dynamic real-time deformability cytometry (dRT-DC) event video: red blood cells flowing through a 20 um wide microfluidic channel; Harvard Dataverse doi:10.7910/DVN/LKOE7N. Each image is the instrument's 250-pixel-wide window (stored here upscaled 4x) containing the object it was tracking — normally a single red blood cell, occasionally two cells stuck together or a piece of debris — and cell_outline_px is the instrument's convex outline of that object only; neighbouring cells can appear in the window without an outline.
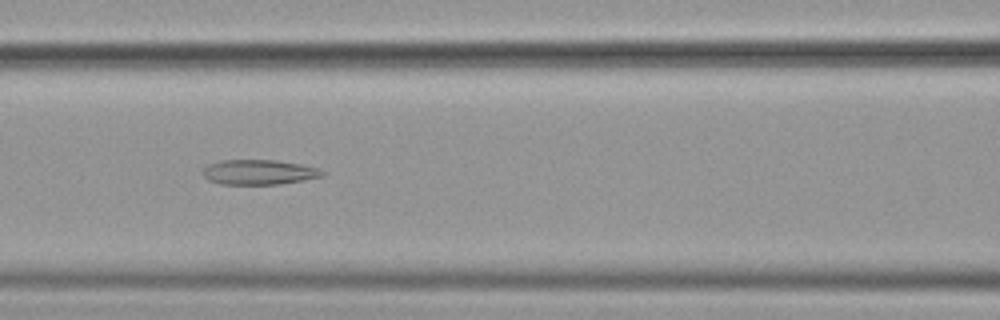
{"species": "common noctule bat (a hibernating species)", "species_latin": "Nyctalus noctula", "temperature_condition": "cold", "stored_images_in_passage": 51, "camera_frame_rate_fps": 3000, "um_per_image_px": 0.085, "animal": {"sex": "female", "body_mass_g": 19.9}, "frame": {"image": 1, "passage_image": 26, "time_ms": 8.333, "image_size_px": [1000, 320], "cell_outline_px": [[324, 176], [304, 180], [280, 184], [220, 184], [208, 180], [204, 176], [204, 168], [208, 164], [224, 160], [276, 160], [300, 164], [316, 168], [324, 172]], "centroid_in_image_um": [22.01, 14.64], "position_along_channel_um": 144.6, "area_um2": 17.22}}
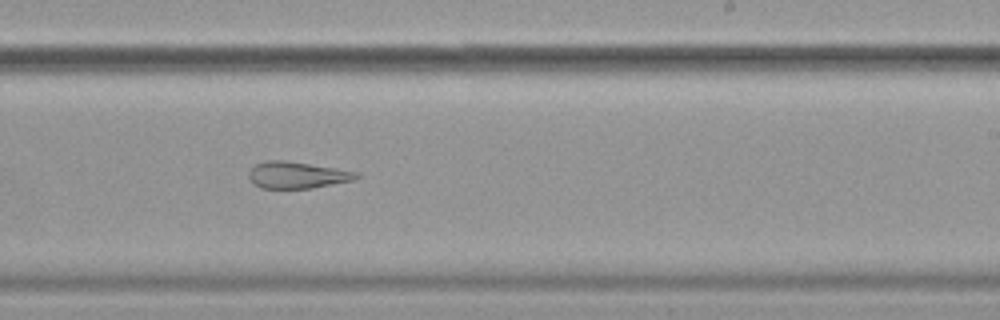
{"frame": {"image": 2, "passage_image": 36, "time_ms": 11.667, "image_size_px": [1000, 320], "cell_outline_px": [[360, 176], [352, 180], [312, 188], [260, 188], [252, 184], [248, 176], [248, 172], [256, 164], [264, 160], [284, 160], [336, 168], [356, 172]], "centroid_in_image_um": [25.19, 14.88], "position_along_channel_um": 263.8, "area_um2": 16.65}}
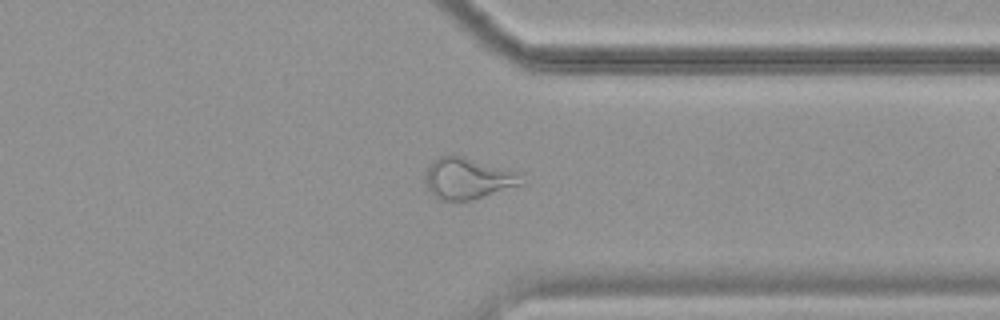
{"frame": {"image": 3, "passage_image": 45, "time_ms": 14.667, "image_size_px": [1000, 320], "cell_outline_px": [[524, 184], [472, 200], [440, 200], [432, 196], [424, 180], [428, 168], [432, 160], [440, 156], [464, 156], [520, 172]], "centroid_in_image_um": [39.78, 15.17], "position_along_channel_um": 371.6, "area_um2": 23.24}}